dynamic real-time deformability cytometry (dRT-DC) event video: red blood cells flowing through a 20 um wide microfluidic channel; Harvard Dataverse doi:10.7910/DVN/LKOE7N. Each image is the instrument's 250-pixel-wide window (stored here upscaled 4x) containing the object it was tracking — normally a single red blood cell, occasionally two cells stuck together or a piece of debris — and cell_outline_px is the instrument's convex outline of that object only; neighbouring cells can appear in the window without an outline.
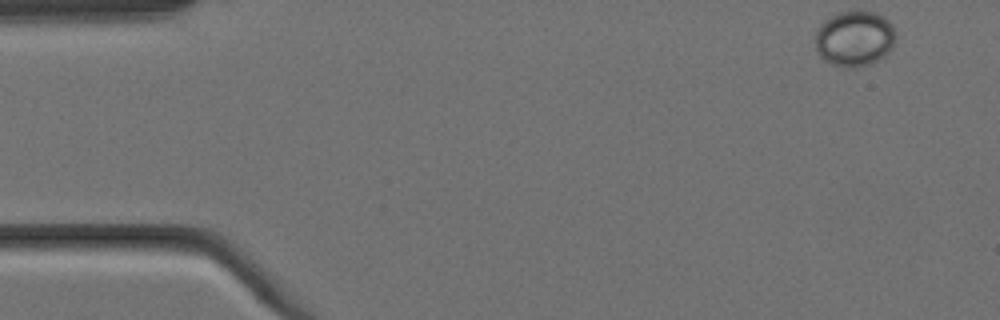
{"species": "Egyptian fruit bat (a non-hibernating species)", "species_latin": "Rousettus aegyptiacus", "temperature_condition": "cold", "stored_images_in_passage": 4, "camera_frame_rate_fps": 3000, "um_per_image_px": 0.085, "animal": {"sex": "female"}, "frame": {"image": 1, "passage_image": 1, "time_ms": 0.0, "image_size_px": [1000, 320], "cell_outline_px": [[896, 36], [892, 48], [884, 56], [872, 64], [856, 68], [844, 68], [832, 64], [824, 60], [816, 52], [816, 32], [820, 24], [824, 20], [840, 12], [876, 12], [884, 16], [892, 24], [896, 32]], "centroid_in_image_um": [72.65, 3.3], "position_along_channel_um": 12.4, "area_um2": 26.3}}
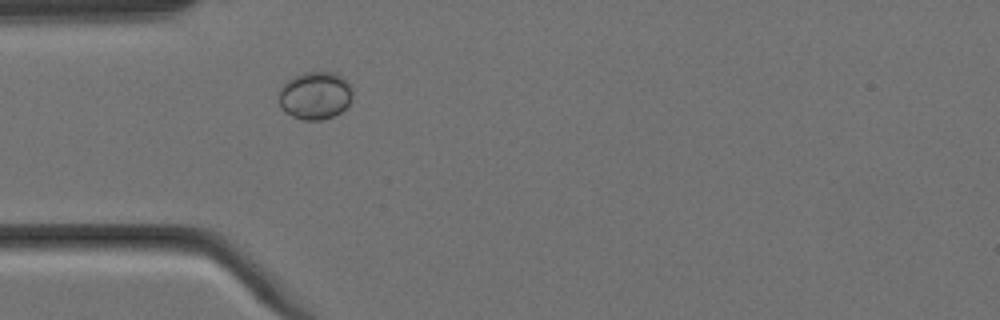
{"frame": {"image": 2, "passage_image": 4, "time_ms": 1.0, "image_size_px": [1000, 320], "cell_outline_px": [[352, 96], [348, 104], [340, 112], [332, 116], [320, 120], [304, 120], [292, 116], [284, 112], [280, 108], [280, 88], [288, 80], [304, 72], [332, 72], [344, 76], [352, 88]], "centroid_in_image_um": [26.8, 8.11], "position_along_channel_um": 58.2, "area_um2": 20.46}}